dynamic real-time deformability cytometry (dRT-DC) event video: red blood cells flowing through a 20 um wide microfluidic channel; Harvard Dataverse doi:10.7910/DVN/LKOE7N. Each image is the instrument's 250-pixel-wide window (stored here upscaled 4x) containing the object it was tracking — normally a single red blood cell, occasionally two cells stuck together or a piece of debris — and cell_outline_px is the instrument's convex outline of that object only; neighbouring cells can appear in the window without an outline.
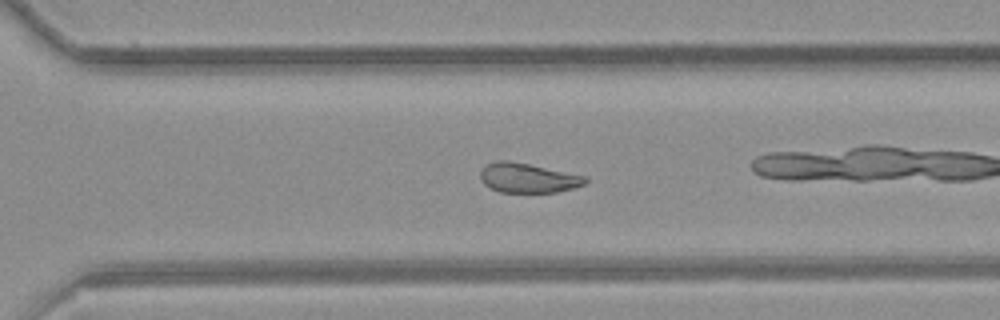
{"species": "common noctule bat (a hibernating species)", "species_latin": "Nyctalus noctula", "temperature_condition": "room temperature", "stored_images_in_passage": 41, "camera_frame_rate_fps": 3000, "um_per_image_px": 0.085, "animal": {"sex": "female", "body_mass_g": 21.9}, "frame": {"image": 1, "passage_image": 24, "time_ms": 7.667, "image_size_px": [1000, 320], "cell_outline_px": [[588, 180], [584, 184], [572, 188], [556, 192], [500, 192], [484, 184], [480, 180], [480, 172], [488, 164], [496, 160], [508, 160], [588, 176]], "centroid_in_image_um": [44.88, 15.12], "position_along_channel_um": 325.7, "area_um2": 17.98}, "authors_computed_cell_mechanics": {"area_um2": 19.2474, "velocity_mm_per_s": 3.8598, "shape_relaxation_time_tau1_ms": null, "shape_relaxation_time_tau2_ms": 3.4122, "deformation_change_tau1": null, "deformation_change_tau2": 0.0901}}